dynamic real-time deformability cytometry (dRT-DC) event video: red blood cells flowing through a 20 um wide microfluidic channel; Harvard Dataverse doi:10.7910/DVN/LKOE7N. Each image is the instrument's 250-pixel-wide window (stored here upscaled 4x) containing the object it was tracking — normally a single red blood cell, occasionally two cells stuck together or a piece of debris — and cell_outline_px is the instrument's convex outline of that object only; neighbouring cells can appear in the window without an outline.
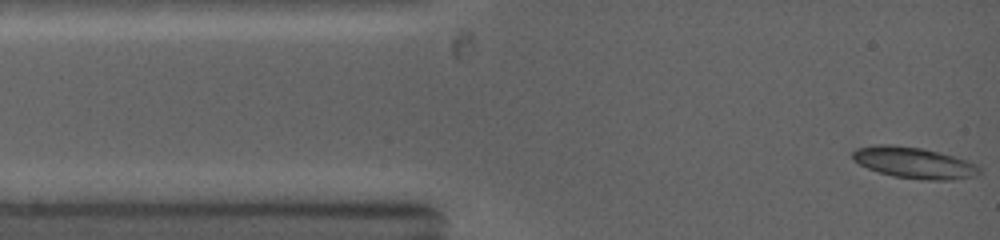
{"species": "common noctule bat (a hibernating species)", "species_latin": "Nyctalus noctula", "temperature_condition": "warm", "stored_images_in_passage": 17, "camera_frame_rate_fps": 5000, "um_per_image_px": 0.085, "animal": {"sex": "female", "body_mass_g": 19.0, "forearm_length_mm": 53.3}, "frame": {"image": 1, "passage_image": 1, "time_ms": 0.0, "image_size_px": [1000, 240], "cell_outline_px": [[980, 172], [976, 176], [952, 180], [920, 180], [892, 176], [868, 168], [852, 160], [852, 152], [856, 148], [876, 144], [892, 144], [924, 148], [952, 156], [976, 164], [980, 168]], "centroid_in_image_um": [77.67, 13.83], "position_along_channel_um": 7.3, "area_um2": 23.18}}
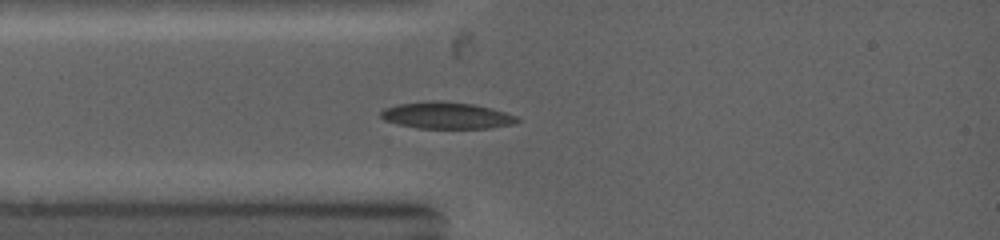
{"frame": {"image": 2, "passage_image": 6, "time_ms": 2.2, "image_size_px": [1000, 240], "cell_outline_px": [[520, 120], [516, 124], [488, 128], [420, 128], [396, 124], [384, 120], [380, 116], [380, 112], [384, 108], [396, 104], [432, 100], [440, 100], [472, 104], [492, 108], [516, 116]], "centroid_in_image_um": [37.94, 9.81], "position_along_channel_um": 47.1, "area_um2": 21.33}}